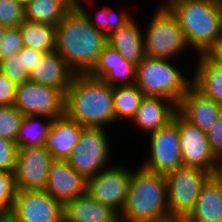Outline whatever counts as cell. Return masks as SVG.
<instances>
[{
	"label": "cell",
	"instance_id": "9c48e42d",
	"mask_svg": "<svg viewBox=\"0 0 222 222\" xmlns=\"http://www.w3.org/2000/svg\"><path fill=\"white\" fill-rule=\"evenodd\" d=\"M148 135L150 151L140 164L141 167L165 175L183 165L177 121L174 118Z\"/></svg>",
	"mask_w": 222,
	"mask_h": 222
},
{
	"label": "cell",
	"instance_id": "44dd1931",
	"mask_svg": "<svg viewBox=\"0 0 222 222\" xmlns=\"http://www.w3.org/2000/svg\"><path fill=\"white\" fill-rule=\"evenodd\" d=\"M222 215V180L211 176L202 186L193 210L182 222H219Z\"/></svg>",
	"mask_w": 222,
	"mask_h": 222
},
{
	"label": "cell",
	"instance_id": "ee69618b",
	"mask_svg": "<svg viewBox=\"0 0 222 222\" xmlns=\"http://www.w3.org/2000/svg\"><path fill=\"white\" fill-rule=\"evenodd\" d=\"M159 222H180L174 218H170V219H166V220H163V221H159Z\"/></svg>",
	"mask_w": 222,
	"mask_h": 222
},
{
	"label": "cell",
	"instance_id": "d4e9b609",
	"mask_svg": "<svg viewBox=\"0 0 222 222\" xmlns=\"http://www.w3.org/2000/svg\"><path fill=\"white\" fill-rule=\"evenodd\" d=\"M24 46L44 53L55 50L56 27L24 20L19 26Z\"/></svg>",
	"mask_w": 222,
	"mask_h": 222
},
{
	"label": "cell",
	"instance_id": "f35d334b",
	"mask_svg": "<svg viewBox=\"0 0 222 222\" xmlns=\"http://www.w3.org/2000/svg\"><path fill=\"white\" fill-rule=\"evenodd\" d=\"M207 55L222 67V40Z\"/></svg>",
	"mask_w": 222,
	"mask_h": 222
},
{
	"label": "cell",
	"instance_id": "d6986e66",
	"mask_svg": "<svg viewBox=\"0 0 222 222\" xmlns=\"http://www.w3.org/2000/svg\"><path fill=\"white\" fill-rule=\"evenodd\" d=\"M177 113V105L167 98L144 96L132 121V125L145 132V136L166 126Z\"/></svg>",
	"mask_w": 222,
	"mask_h": 222
},
{
	"label": "cell",
	"instance_id": "2e32d148",
	"mask_svg": "<svg viewBox=\"0 0 222 222\" xmlns=\"http://www.w3.org/2000/svg\"><path fill=\"white\" fill-rule=\"evenodd\" d=\"M177 112L190 124L207 132L222 114V106L192 84L182 96Z\"/></svg>",
	"mask_w": 222,
	"mask_h": 222
},
{
	"label": "cell",
	"instance_id": "b9f144b4",
	"mask_svg": "<svg viewBox=\"0 0 222 222\" xmlns=\"http://www.w3.org/2000/svg\"><path fill=\"white\" fill-rule=\"evenodd\" d=\"M7 27L3 26L0 24V40L3 38V36L5 35L6 31H7Z\"/></svg>",
	"mask_w": 222,
	"mask_h": 222
},
{
	"label": "cell",
	"instance_id": "ffe728a7",
	"mask_svg": "<svg viewBox=\"0 0 222 222\" xmlns=\"http://www.w3.org/2000/svg\"><path fill=\"white\" fill-rule=\"evenodd\" d=\"M84 127L66 114L53 119L51 129L44 142V147L54 160H67L78 144Z\"/></svg>",
	"mask_w": 222,
	"mask_h": 222
},
{
	"label": "cell",
	"instance_id": "5bb4252c",
	"mask_svg": "<svg viewBox=\"0 0 222 222\" xmlns=\"http://www.w3.org/2000/svg\"><path fill=\"white\" fill-rule=\"evenodd\" d=\"M173 118L177 121L183 165L216 175L218 160L210 150L206 132L190 124L178 112Z\"/></svg>",
	"mask_w": 222,
	"mask_h": 222
},
{
	"label": "cell",
	"instance_id": "9a60e30c",
	"mask_svg": "<svg viewBox=\"0 0 222 222\" xmlns=\"http://www.w3.org/2000/svg\"><path fill=\"white\" fill-rule=\"evenodd\" d=\"M44 190L64 205L87 193V179L75 171L67 160H54Z\"/></svg>",
	"mask_w": 222,
	"mask_h": 222
},
{
	"label": "cell",
	"instance_id": "6da1fadb",
	"mask_svg": "<svg viewBox=\"0 0 222 222\" xmlns=\"http://www.w3.org/2000/svg\"><path fill=\"white\" fill-rule=\"evenodd\" d=\"M55 27V50L75 73H88L107 44V36L80 9L69 10Z\"/></svg>",
	"mask_w": 222,
	"mask_h": 222
},
{
	"label": "cell",
	"instance_id": "8d00e7d4",
	"mask_svg": "<svg viewBox=\"0 0 222 222\" xmlns=\"http://www.w3.org/2000/svg\"><path fill=\"white\" fill-rule=\"evenodd\" d=\"M16 85L0 71V106H12L15 102Z\"/></svg>",
	"mask_w": 222,
	"mask_h": 222
},
{
	"label": "cell",
	"instance_id": "ab89813d",
	"mask_svg": "<svg viewBox=\"0 0 222 222\" xmlns=\"http://www.w3.org/2000/svg\"><path fill=\"white\" fill-rule=\"evenodd\" d=\"M63 3L69 10L79 9L80 0H58Z\"/></svg>",
	"mask_w": 222,
	"mask_h": 222
},
{
	"label": "cell",
	"instance_id": "7bdbcfd3",
	"mask_svg": "<svg viewBox=\"0 0 222 222\" xmlns=\"http://www.w3.org/2000/svg\"><path fill=\"white\" fill-rule=\"evenodd\" d=\"M0 222H12L6 215L0 216Z\"/></svg>",
	"mask_w": 222,
	"mask_h": 222
},
{
	"label": "cell",
	"instance_id": "f6af8a7d",
	"mask_svg": "<svg viewBox=\"0 0 222 222\" xmlns=\"http://www.w3.org/2000/svg\"><path fill=\"white\" fill-rule=\"evenodd\" d=\"M16 2H19L21 5H25L28 0H15Z\"/></svg>",
	"mask_w": 222,
	"mask_h": 222
},
{
	"label": "cell",
	"instance_id": "f546056e",
	"mask_svg": "<svg viewBox=\"0 0 222 222\" xmlns=\"http://www.w3.org/2000/svg\"><path fill=\"white\" fill-rule=\"evenodd\" d=\"M24 116L13 105L0 106V137L17 144V134Z\"/></svg>",
	"mask_w": 222,
	"mask_h": 222
},
{
	"label": "cell",
	"instance_id": "277c9868",
	"mask_svg": "<svg viewBox=\"0 0 222 222\" xmlns=\"http://www.w3.org/2000/svg\"><path fill=\"white\" fill-rule=\"evenodd\" d=\"M170 218L165 175L138 165L132 172L119 222H159Z\"/></svg>",
	"mask_w": 222,
	"mask_h": 222
},
{
	"label": "cell",
	"instance_id": "cb8c5ba5",
	"mask_svg": "<svg viewBox=\"0 0 222 222\" xmlns=\"http://www.w3.org/2000/svg\"><path fill=\"white\" fill-rule=\"evenodd\" d=\"M192 84L205 96L222 106V67L207 54L196 55Z\"/></svg>",
	"mask_w": 222,
	"mask_h": 222
},
{
	"label": "cell",
	"instance_id": "4316f807",
	"mask_svg": "<svg viewBox=\"0 0 222 222\" xmlns=\"http://www.w3.org/2000/svg\"><path fill=\"white\" fill-rule=\"evenodd\" d=\"M68 11L58 0H28L24 5V20L56 26Z\"/></svg>",
	"mask_w": 222,
	"mask_h": 222
},
{
	"label": "cell",
	"instance_id": "83f0119b",
	"mask_svg": "<svg viewBox=\"0 0 222 222\" xmlns=\"http://www.w3.org/2000/svg\"><path fill=\"white\" fill-rule=\"evenodd\" d=\"M143 97L144 94L136 84L113 86L115 121L131 122Z\"/></svg>",
	"mask_w": 222,
	"mask_h": 222
},
{
	"label": "cell",
	"instance_id": "836d02e7",
	"mask_svg": "<svg viewBox=\"0 0 222 222\" xmlns=\"http://www.w3.org/2000/svg\"><path fill=\"white\" fill-rule=\"evenodd\" d=\"M24 47L21 31L17 27L8 28L0 40V61L19 52Z\"/></svg>",
	"mask_w": 222,
	"mask_h": 222
},
{
	"label": "cell",
	"instance_id": "8992f818",
	"mask_svg": "<svg viewBox=\"0 0 222 222\" xmlns=\"http://www.w3.org/2000/svg\"><path fill=\"white\" fill-rule=\"evenodd\" d=\"M159 4L143 30L145 56L174 60L190 47L177 18L162 2Z\"/></svg>",
	"mask_w": 222,
	"mask_h": 222
},
{
	"label": "cell",
	"instance_id": "ba28073f",
	"mask_svg": "<svg viewBox=\"0 0 222 222\" xmlns=\"http://www.w3.org/2000/svg\"><path fill=\"white\" fill-rule=\"evenodd\" d=\"M106 131V128L84 127L78 144L67 159L69 165L86 179L109 167V161H112L111 143Z\"/></svg>",
	"mask_w": 222,
	"mask_h": 222
},
{
	"label": "cell",
	"instance_id": "7402d4cb",
	"mask_svg": "<svg viewBox=\"0 0 222 222\" xmlns=\"http://www.w3.org/2000/svg\"><path fill=\"white\" fill-rule=\"evenodd\" d=\"M64 222H119L110 207L95 201L87 193L63 205Z\"/></svg>",
	"mask_w": 222,
	"mask_h": 222
},
{
	"label": "cell",
	"instance_id": "7a4b0ae2",
	"mask_svg": "<svg viewBox=\"0 0 222 222\" xmlns=\"http://www.w3.org/2000/svg\"><path fill=\"white\" fill-rule=\"evenodd\" d=\"M65 114L83 127L116 124L113 87L88 73H75L65 93Z\"/></svg>",
	"mask_w": 222,
	"mask_h": 222
},
{
	"label": "cell",
	"instance_id": "d6a6232c",
	"mask_svg": "<svg viewBox=\"0 0 222 222\" xmlns=\"http://www.w3.org/2000/svg\"><path fill=\"white\" fill-rule=\"evenodd\" d=\"M16 192L13 173L0 172V216L12 209Z\"/></svg>",
	"mask_w": 222,
	"mask_h": 222
},
{
	"label": "cell",
	"instance_id": "5b68a950",
	"mask_svg": "<svg viewBox=\"0 0 222 222\" xmlns=\"http://www.w3.org/2000/svg\"><path fill=\"white\" fill-rule=\"evenodd\" d=\"M170 59L145 56L137 65L135 84L144 96L167 98L177 106L192 85V75L184 74Z\"/></svg>",
	"mask_w": 222,
	"mask_h": 222
},
{
	"label": "cell",
	"instance_id": "484cf974",
	"mask_svg": "<svg viewBox=\"0 0 222 222\" xmlns=\"http://www.w3.org/2000/svg\"><path fill=\"white\" fill-rule=\"evenodd\" d=\"M52 122L53 119L46 116L25 115L18 130L17 147L44 146V142L51 129Z\"/></svg>",
	"mask_w": 222,
	"mask_h": 222
},
{
	"label": "cell",
	"instance_id": "4fadbf2b",
	"mask_svg": "<svg viewBox=\"0 0 222 222\" xmlns=\"http://www.w3.org/2000/svg\"><path fill=\"white\" fill-rule=\"evenodd\" d=\"M53 161L44 146L18 148L13 171L17 191L44 190Z\"/></svg>",
	"mask_w": 222,
	"mask_h": 222
},
{
	"label": "cell",
	"instance_id": "7c38bea8",
	"mask_svg": "<svg viewBox=\"0 0 222 222\" xmlns=\"http://www.w3.org/2000/svg\"><path fill=\"white\" fill-rule=\"evenodd\" d=\"M13 106L24 115L55 119L65 114V94L61 90L28 80L16 86Z\"/></svg>",
	"mask_w": 222,
	"mask_h": 222
},
{
	"label": "cell",
	"instance_id": "d590c367",
	"mask_svg": "<svg viewBox=\"0 0 222 222\" xmlns=\"http://www.w3.org/2000/svg\"><path fill=\"white\" fill-rule=\"evenodd\" d=\"M206 134L210 150L219 161L222 158V114Z\"/></svg>",
	"mask_w": 222,
	"mask_h": 222
},
{
	"label": "cell",
	"instance_id": "3957f363",
	"mask_svg": "<svg viewBox=\"0 0 222 222\" xmlns=\"http://www.w3.org/2000/svg\"><path fill=\"white\" fill-rule=\"evenodd\" d=\"M163 1L196 55L208 54L222 40V0Z\"/></svg>",
	"mask_w": 222,
	"mask_h": 222
},
{
	"label": "cell",
	"instance_id": "ac0fdd59",
	"mask_svg": "<svg viewBox=\"0 0 222 222\" xmlns=\"http://www.w3.org/2000/svg\"><path fill=\"white\" fill-rule=\"evenodd\" d=\"M74 75L75 72L68 66L61 55L56 50H53L41 56L29 73V80L61 90L65 94Z\"/></svg>",
	"mask_w": 222,
	"mask_h": 222
},
{
	"label": "cell",
	"instance_id": "e0dca14e",
	"mask_svg": "<svg viewBox=\"0 0 222 222\" xmlns=\"http://www.w3.org/2000/svg\"><path fill=\"white\" fill-rule=\"evenodd\" d=\"M136 72V64L125 60L115 48L106 44L88 74L113 87L135 84Z\"/></svg>",
	"mask_w": 222,
	"mask_h": 222
},
{
	"label": "cell",
	"instance_id": "74e56055",
	"mask_svg": "<svg viewBox=\"0 0 222 222\" xmlns=\"http://www.w3.org/2000/svg\"><path fill=\"white\" fill-rule=\"evenodd\" d=\"M22 54H24L25 69L30 73L44 52L24 46Z\"/></svg>",
	"mask_w": 222,
	"mask_h": 222
},
{
	"label": "cell",
	"instance_id": "1f68e13d",
	"mask_svg": "<svg viewBox=\"0 0 222 222\" xmlns=\"http://www.w3.org/2000/svg\"><path fill=\"white\" fill-rule=\"evenodd\" d=\"M24 21V6L15 0H0V24L17 27Z\"/></svg>",
	"mask_w": 222,
	"mask_h": 222
},
{
	"label": "cell",
	"instance_id": "e575fe53",
	"mask_svg": "<svg viewBox=\"0 0 222 222\" xmlns=\"http://www.w3.org/2000/svg\"><path fill=\"white\" fill-rule=\"evenodd\" d=\"M17 150L15 142L0 137V172L13 173Z\"/></svg>",
	"mask_w": 222,
	"mask_h": 222
},
{
	"label": "cell",
	"instance_id": "60d3db41",
	"mask_svg": "<svg viewBox=\"0 0 222 222\" xmlns=\"http://www.w3.org/2000/svg\"><path fill=\"white\" fill-rule=\"evenodd\" d=\"M216 175L222 180V158L218 161V171Z\"/></svg>",
	"mask_w": 222,
	"mask_h": 222
},
{
	"label": "cell",
	"instance_id": "f1b7e54d",
	"mask_svg": "<svg viewBox=\"0 0 222 222\" xmlns=\"http://www.w3.org/2000/svg\"><path fill=\"white\" fill-rule=\"evenodd\" d=\"M79 9L84 13L89 23L106 36L111 32L120 29L134 16L128 12L127 8L126 10L120 9L116 12L117 10L112 9V7H109L108 5H104L101 10H96V12H98L94 14V18L91 14L87 13L88 11L83 6L82 2L80 3Z\"/></svg>",
	"mask_w": 222,
	"mask_h": 222
},
{
	"label": "cell",
	"instance_id": "8fae6325",
	"mask_svg": "<svg viewBox=\"0 0 222 222\" xmlns=\"http://www.w3.org/2000/svg\"><path fill=\"white\" fill-rule=\"evenodd\" d=\"M6 216L12 222H64L63 204L45 190L17 191Z\"/></svg>",
	"mask_w": 222,
	"mask_h": 222
},
{
	"label": "cell",
	"instance_id": "4dcf8cb0",
	"mask_svg": "<svg viewBox=\"0 0 222 222\" xmlns=\"http://www.w3.org/2000/svg\"><path fill=\"white\" fill-rule=\"evenodd\" d=\"M0 71L16 86L29 80V72L25 69L22 49L0 61Z\"/></svg>",
	"mask_w": 222,
	"mask_h": 222
},
{
	"label": "cell",
	"instance_id": "30bf717a",
	"mask_svg": "<svg viewBox=\"0 0 222 222\" xmlns=\"http://www.w3.org/2000/svg\"><path fill=\"white\" fill-rule=\"evenodd\" d=\"M111 165L87 179V194L119 215L126 203L133 170L128 165Z\"/></svg>",
	"mask_w": 222,
	"mask_h": 222
},
{
	"label": "cell",
	"instance_id": "603a6c76",
	"mask_svg": "<svg viewBox=\"0 0 222 222\" xmlns=\"http://www.w3.org/2000/svg\"><path fill=\"white\" fill-rule=\"evenodd\" d=\"M107 44L115 48L125 60L136 65L145 57L143 31L133 17L107 36Z\"/></svg>",
	"mask_w": 222,
	"mask_h": 222
},
{
	"label": "cell",
	"instance_id": "52a82bcc",
	"mask_svg": "<svg viewBox=\"0 0 222 222\" xmlns=\"http://www.w3.org/2000/svg\"><path fill=\"white\" fill-rule=\"evenodd\" d=\"M212 175L199 168L182 165L165 174L168 210L182 222L193 210L202 186Z\"/></svg>",
	"mask_w": 222,
	"mask_h": 222
}]
</instances>
